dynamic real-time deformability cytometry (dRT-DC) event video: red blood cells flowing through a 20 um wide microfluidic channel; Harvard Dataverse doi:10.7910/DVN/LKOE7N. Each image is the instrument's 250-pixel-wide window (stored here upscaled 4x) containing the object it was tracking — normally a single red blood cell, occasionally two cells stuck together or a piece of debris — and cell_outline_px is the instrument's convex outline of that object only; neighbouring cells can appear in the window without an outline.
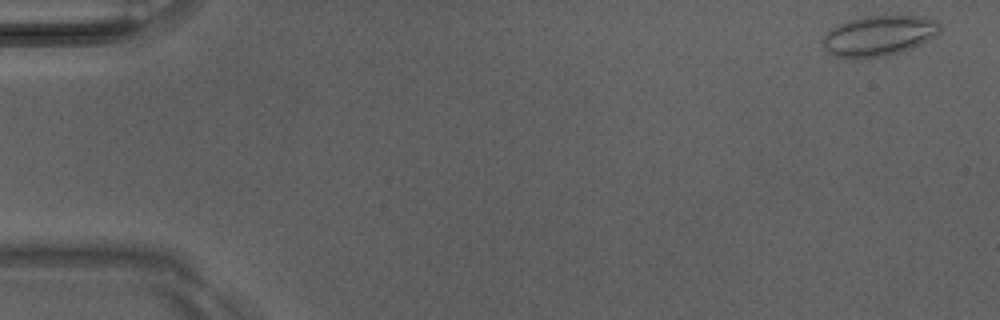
{"species": "Egyptian fruit bat (a non-hibernating species)", "species_latin": "Rousettus aegyptiacus", "temperature_condition": "room temperature", "stored_images_in_passage": 5, "camera_frame_rate_fps": 3000, "um_per_image_px": 0.085, "animal": {"sex": "male"}, "frame": {"image": 1, "passage_image": 1, "time_ms": 0.0, "image_size_px": [1000, 320], "cell_outline_px": [[940, 32], [936, 36], [912, 48], [888, 56], [852, 60], [832, 56], [824, 48], [824, 36], [836, 24], [848, 20], [864, 16], [896, 12], [924, 16], [936, 20], [940, 24]], "centroid_in_image_um": [74.74, 3.0], "position_along_channel_um": 10.3, "area_um2": 28.9}}